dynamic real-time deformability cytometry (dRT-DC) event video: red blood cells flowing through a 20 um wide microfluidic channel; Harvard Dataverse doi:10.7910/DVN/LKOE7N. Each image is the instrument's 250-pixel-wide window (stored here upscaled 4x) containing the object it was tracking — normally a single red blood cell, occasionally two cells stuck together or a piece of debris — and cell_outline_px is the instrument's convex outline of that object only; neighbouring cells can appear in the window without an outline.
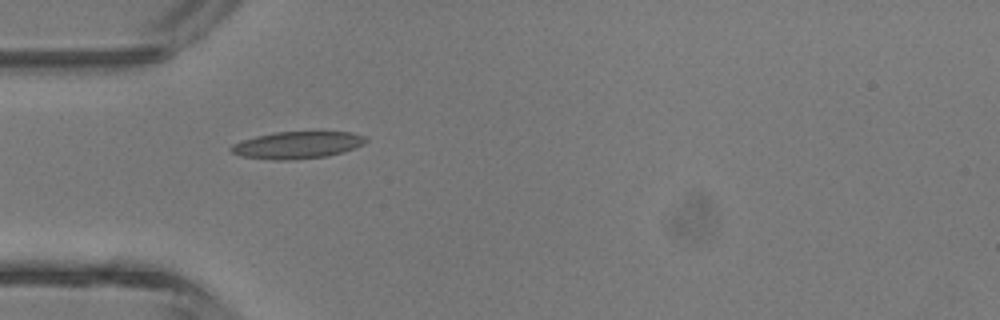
{"species": "common noctule bat (a hibernating species)", "species_latin": "Nyctalus noctula", "temperature_condition": "room temperature", "stored_images_in_passage": 5, "camera_frame_rate_fps": 3000, "um_per_image_px": 0.085, "animal": {"sex": "male", "body_mass_g": 13.3}, "frame": {"image": 1, "passage_image": 4, "time_ms": 4.333, "image_size_px": [1000, 320], "cell_outline_px": [[368, 140], [364, 144], [344, 152], [328, 156], [292, 160], [272, 160], [240, 156], [232, 152], [228, 148], [232, 144], [256, 136], [276, 132], [352, 132], [364, 136]], "centroid_in_image_um": [25.27, 12.34], "position_along_channel_um": 59.7, "area_um2": 21.33}}
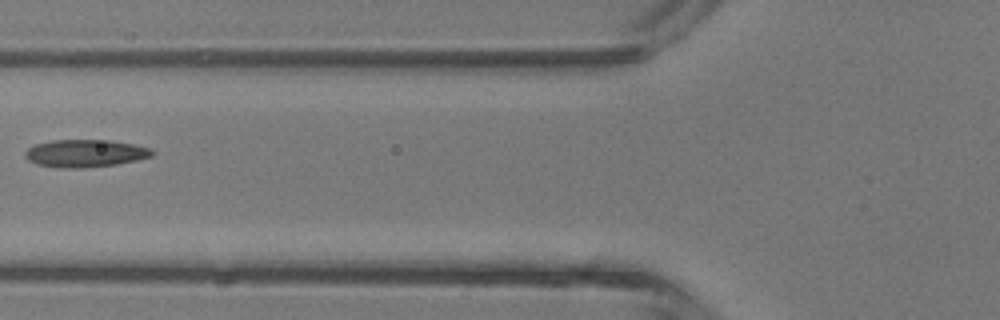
{"frame": {"image": 2, "passage_image": 5, "time_ms": 5.667, "image_size_px": [1000, 320], "cell_outline_px": [[156, 152], [152, 156], [136, 160], [116, 164], [80, 168], [60, 168], [36, 164], [28, 160], [24, 156], [24, 152], [28, 148], [36, 144], [52, 140], [108, 140], [132, 144], [152, 148]], "centroid_in_image_um": [7.23, 13.03], "position_along_channel_um": 118.6, "area_um2": 20.4}}